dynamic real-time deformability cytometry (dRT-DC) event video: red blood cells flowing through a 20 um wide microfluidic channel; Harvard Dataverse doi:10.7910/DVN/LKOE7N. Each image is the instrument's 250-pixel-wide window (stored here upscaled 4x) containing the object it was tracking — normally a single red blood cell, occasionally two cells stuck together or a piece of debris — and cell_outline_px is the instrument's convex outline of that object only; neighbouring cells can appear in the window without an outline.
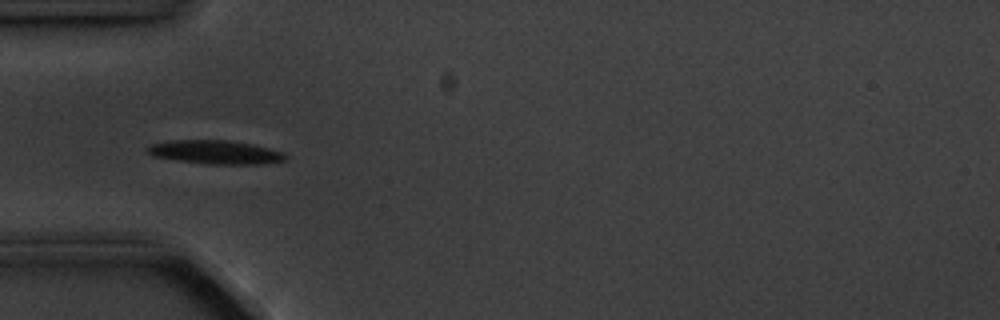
{"species": "common noctule bat (a hibernating species)", "species_latin": "Nyctalus noctula", "temperature_condition": "cold", "stored_images_in_passage": 5, "camera_frame_rate_fps": 3000, "um_per_image_px": 0.085, "animal": {"sex": "male", "body_mass_g": 20.1, "forearm_length_mm": 53.5}, "frame": {"image": 1, "passage_image": 3, "time_ms": 3.333, "image_size_px": [1000, 320], "cell_outline_px": [[288, 156], [284, 160], [260, 164], [208, 164], [176, 160], [152, 156], [144, 148], [152, 144], [168, 140], [228, 140], [252, 144], [284, 152]], "centroid_in_image_um": [18.28, 12.93], "position_along_channel_um": 66.7, "area_um2": 19.07}}